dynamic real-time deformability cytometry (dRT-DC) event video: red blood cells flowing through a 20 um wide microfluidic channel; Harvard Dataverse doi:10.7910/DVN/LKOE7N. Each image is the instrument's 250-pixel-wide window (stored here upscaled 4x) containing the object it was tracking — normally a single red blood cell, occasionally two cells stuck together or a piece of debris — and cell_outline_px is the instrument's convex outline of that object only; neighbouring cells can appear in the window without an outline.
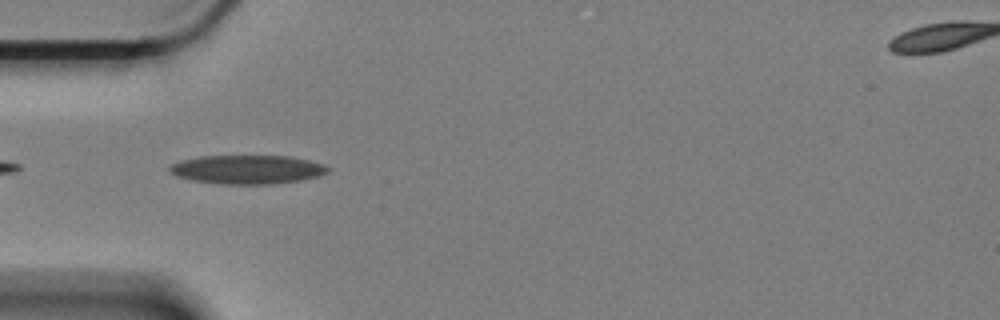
{"species": "Egyptian fruit bat (a non-hibernating species)", "species_latin": "Rousettus aegyptiacus", "temperature_condition": "cold", "stored_images_in_passage": 9, "camera_frame_rate_fps": 3000, "um_per_image_px": 0.085, "animal": {"sex": "female"}, "frame": {"image": 1, "passage_image": 3, "time_ms": 0.667, "image_size_px": [1000, 320], "cell_outline_px": [[332, 168], [328, 172], [316, 176], [300, 180], [272, 184], [220, 184], [192, 180], [176, 176], [168, 168], [172, 164], [180, 160], [200, 156], [288, 156], [308, 160], [324, 164]], "centroid_in_image_um": [21.02, 14.4], "position_along_channel_um": 64.0, "area_um2": 26.53}}